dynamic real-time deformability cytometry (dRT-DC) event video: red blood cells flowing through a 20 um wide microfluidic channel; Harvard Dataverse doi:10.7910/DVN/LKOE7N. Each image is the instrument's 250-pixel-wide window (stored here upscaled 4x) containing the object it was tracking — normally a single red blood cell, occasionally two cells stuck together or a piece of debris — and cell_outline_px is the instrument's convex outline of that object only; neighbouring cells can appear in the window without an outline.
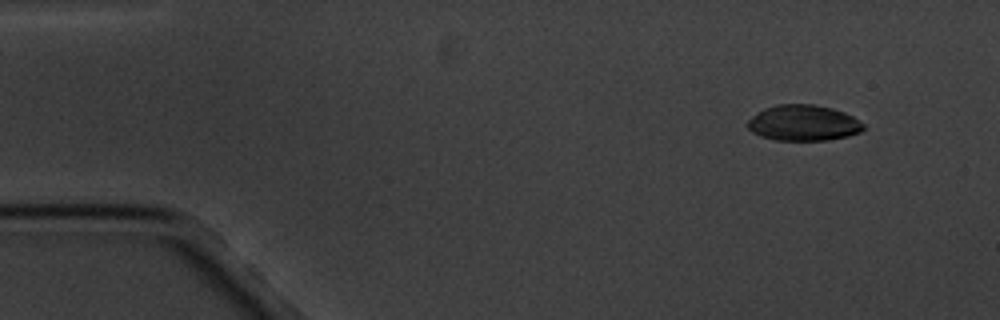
{"species": "common noctule bat (a hibernating species)", "species_latin": "Nyctalus noctula", "temperature_condition": "cold", "stored_images_in_passage": 3, "camera_frame_rate_fps": 3000, "um_per_image_px": 0.085, "animal": {"sex": "male", "body_mass_g": 20.1, "forearm_length_mm": 53.5}, "frame": {"image": 1, "passage_image": 1, "time_ms": 0.0, "image_size_px": [1000, 320], "cell_outline_px": [[864, 128], [860, 132], [848, 136], [828, 140], [776, 140], [760, 136], [752, 132], [748, 128], [748, 120], [756, 112], [764, 108], [776, 104], [812, 104], [832, 108], [844, 112], [860, 120], [864, 124]], "centroid_in_image_um": [68.28, 10.44], "position_along_channel_um": 16.7, "area_um2": 24.28}}